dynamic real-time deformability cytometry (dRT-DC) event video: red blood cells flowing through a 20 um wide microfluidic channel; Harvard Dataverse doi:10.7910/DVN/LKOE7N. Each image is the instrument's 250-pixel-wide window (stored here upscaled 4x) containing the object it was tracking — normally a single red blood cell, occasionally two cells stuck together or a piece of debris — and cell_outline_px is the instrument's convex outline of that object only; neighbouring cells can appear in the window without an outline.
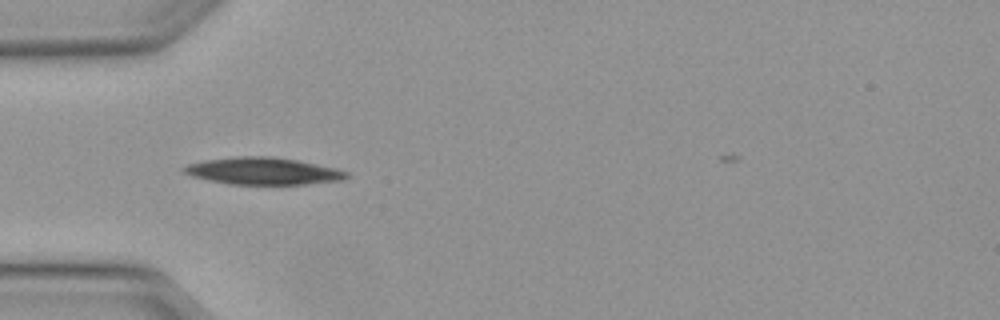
{"species": "Egyptian fruit bat (a non-hibernating species)", "species_latin": "Rousettus aegyptiacus", "temperature_condition": "warm", "stored_images_in_passage": 34, "camera_frame_rate_fps": 3000, "um_per_image_px": 0.085, "animal": {"sex": "female"}, "frame": {"image": 1, "passage_image": 1, "time_ms": 0.0, "image_size_px": [1000, 320], "cell_outline_px": [[348, 176], [344, 180], [304, 184], [232, 184], [192, 176], [184, 172], [180, 168], [184, 164], [204, 160], [236, 156], [272, 156], [296, 160], [336, 168], [348, 172]], "centroid_in_image_um": [22.34, 14.53], "position_along_channel_um": 62.7, "area_um2": 25.61}}
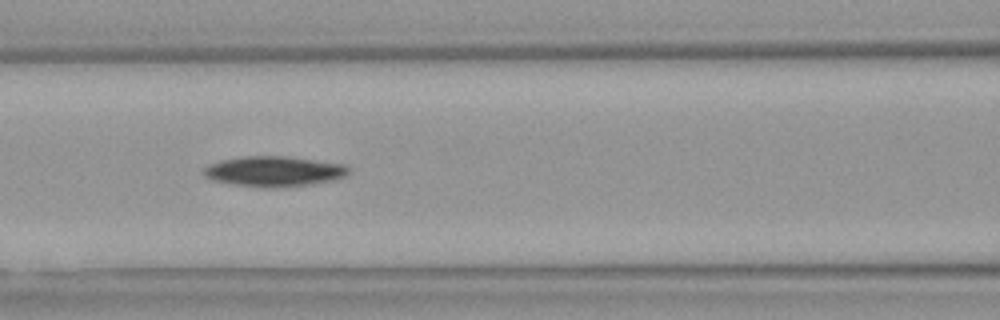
{"frame": {"image": 2, "passage_image": 7, "time_ms": 2.0, "image_size_px": [1000, 320], "cell_outline_px": [[352, 172], [344, 176], [332, 180], [308, 184], [276, 188], [264, 188], [236, 184], [212, 180], [204, 176], [200, 172], [208, 164], [220, 160], [244, 156], [288, 156], [348, 164], [352, 168]], "centroid_in_image_um": [23.31, 14.55], "position_along_channel_um": 143.3, "area_um2": 25.95}}
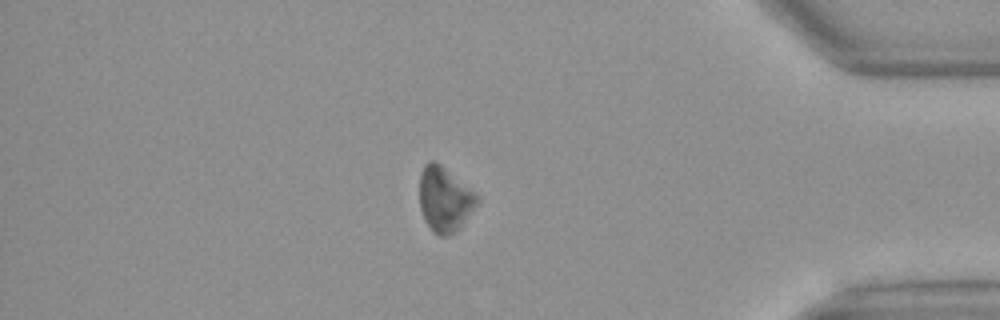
{"frame": {"image": 3, "passage_image": 28, "time_ms": 9.0, "image_size_px": [1000, 320], "cell_outline_px": [[480, 200], [460, 228], [456, 232], [448, 236], [440, 236], [432, 232], [420, 208], [420, 172], [424, 164], [428, 160], [432, 160], [440, 164], [476, 192], [480, 196]], "centroid_in_image_um": [37.81, 16.93], "position_along_channel_um": 397.4, "area_um2": 21.91}, "authors_computed_cell_mechanics": {"area_um2": 23.6691, "velocity_mm_per_s": 4.1065, "shape_relaxation_time_tau1_ms": 1.5105, "shape_relaxation_time_tau2_ms": null, "deformation_change_tau1": 0.0829, "deformation_change_tau2": null}}